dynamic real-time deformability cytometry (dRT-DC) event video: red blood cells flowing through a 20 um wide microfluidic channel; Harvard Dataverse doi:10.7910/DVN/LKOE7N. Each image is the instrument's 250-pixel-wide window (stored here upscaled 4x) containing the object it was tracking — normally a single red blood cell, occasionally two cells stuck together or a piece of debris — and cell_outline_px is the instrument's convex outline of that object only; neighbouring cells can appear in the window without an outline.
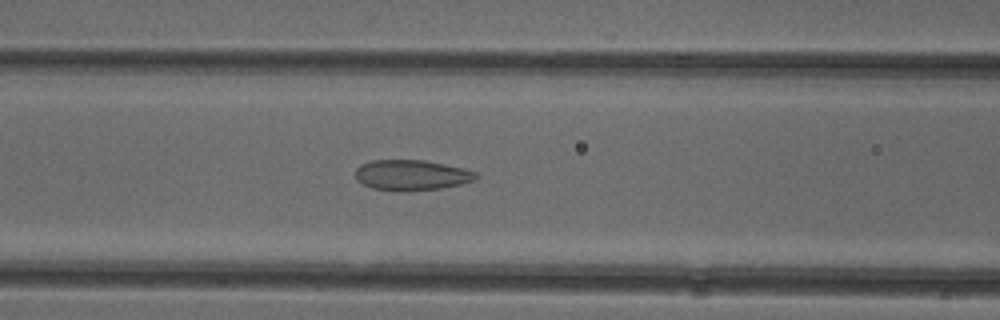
{"species": "common noctule bat (a hibernating species)", "species_latin": "Nyctalus noctula", "temperature_condition": "cold", "stored_images_in_passage": 47, "camera_frame_rate_fps": 3000, "um_per_image_px": 0.085, "animal": {"sex": "female"}, "frame": {"image": 1, "passage_image": 17, "time_ms": 5.333, "image_size_px": [1000, 320], "cell_outline_px": [[476, 180], [460, 184], [440, 188], [372, 188], [356, 180], [356, 168], [360, 164], [372, 160], [424, 160], [464, 168], [476, 172]], "centroid_in_image_um": [34.98, 14.83], "position_along_channel_um": 131.6, "area_um2": 20.46}}
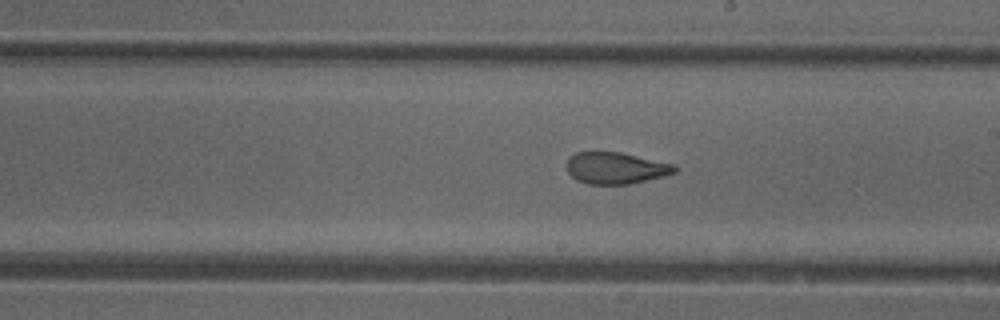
{"frame": {"image": 2, "passage_image": 25, "time_ms": 8.0, "image_size_px": [1000, 320], "cell_outline_px": [[680, 168], [676, 172], [664, 176], [628, 184], [588, 184], [576, 180], [568, 172], [568, 156], [576, 152], [620, 152], [676, 164]], "centroid_in_image_um": [52.38, 14.28], "position_along_channel_um": 236.6, "area_um2": 20.0}}
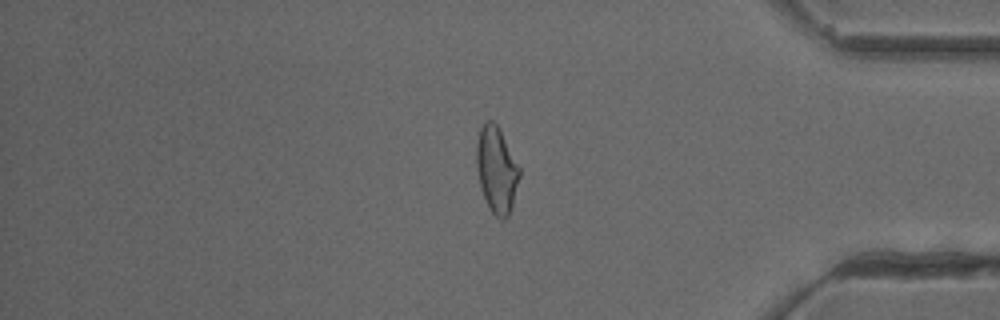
{"frame": {"image": 3, "passage_image": 39, "time_ms": 12.667, "image_size_px": [1000, 320], "cell_outline_px": [[520, 176], [512, 204], [508, 216], [504, 220], [500, 220], [492, 212], [484, 196], [480, 184], [476, 168], [476, 144], [480, 128], [488, 120], [492, 120], [500, 128], [520, 168]], "centroid_in_image_um": [42.21, 14.4], "position_along_channel_um": 393.0, "area_um2": 21.44}, "authors_computed_cell_mechanics": {"area_um2": 21.7328, "velocity_mm_per_s": 3.9362, "shape_relaxation_time_tau1_ms": null, "shape_relaxation_time_tau2_ms": 1.6867, "deformation_change_tau1": null, "deformation_change_tau2": 0.0781}}